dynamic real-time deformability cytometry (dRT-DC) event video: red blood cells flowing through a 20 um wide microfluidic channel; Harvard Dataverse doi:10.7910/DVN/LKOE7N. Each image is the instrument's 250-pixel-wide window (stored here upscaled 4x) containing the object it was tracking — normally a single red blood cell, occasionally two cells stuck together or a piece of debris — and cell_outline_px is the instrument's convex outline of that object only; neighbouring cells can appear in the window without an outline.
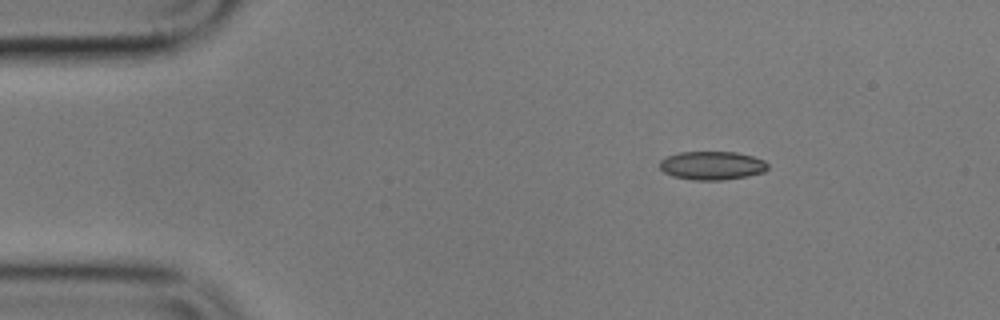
{"species": "common noctule bat (a hibernating species)", "species_latin": "Nyctalus noctula", "temperature_condition": "cold", "stored_images_in_passage": 4, "camera_frame_rate_fps": 3000, "um_per_image_px": 0.085, "animal": {"sex": "male", "body_mass_g": 17.9}, "frame": {"image": 1, "passage_image": 2, "time_ms": 2.0, "image_size_px": [1000, 320], "cell_outline_px": [[768, 168], [764, 172], [748, 176], [720, 180], [692, 180], [672, 176], [664, 172], [660, 168], [660, 160], [668, 156], [680, 152], [736, 152], [752, 156], [764, 160], [768, 164]], "centroid_in_image_um": [60.53, 14.07], "position_along_channel_um": 24.5, "area_um2": 17.98}}